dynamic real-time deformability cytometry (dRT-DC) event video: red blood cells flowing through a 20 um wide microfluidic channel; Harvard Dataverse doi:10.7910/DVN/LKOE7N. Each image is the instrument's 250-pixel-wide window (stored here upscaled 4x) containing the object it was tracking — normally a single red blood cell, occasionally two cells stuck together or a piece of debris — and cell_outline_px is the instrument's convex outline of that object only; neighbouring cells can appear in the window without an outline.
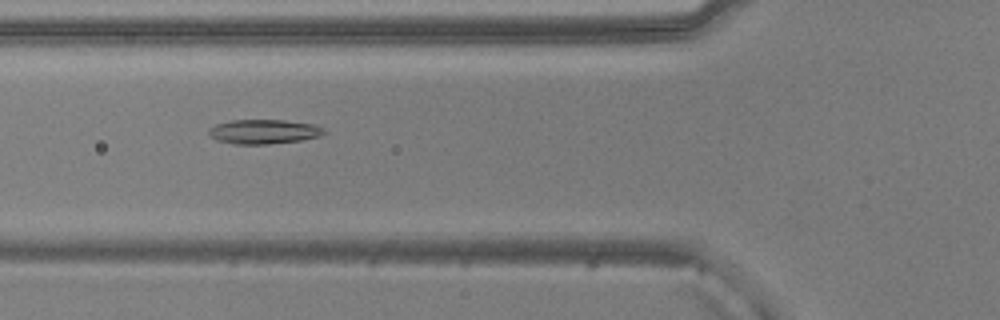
{"species": "common noctule bat (a hibernating species)", "species_latin": "Nyctalus noctula", "temperature_condition": "warm", "stored_images_in_passage": 52, "camera_frame_rate_fps": 3000, "um_per_image_px": 0.085, "animal": {"sex": "male", "body_mass_g": 20.5, "forearm_length_mm": 52.5}, "frame": {"image": 1, "passage_image": 19, "time_ms": 6.0, "image_size_px": [1000, 320], "cell_outline_px": [[324, 132], [320, 136], [300, 140], [268, 144], [232, 144], [216, 140], [208, 136], [208, 128], [216, 124], [232, 120], [284, 120], [312, 124], [324, 128]], "centroid_in_image_um": [22.35, 11.19], "position_along_channel_um": 103.4, "area_um2": 16.42}}
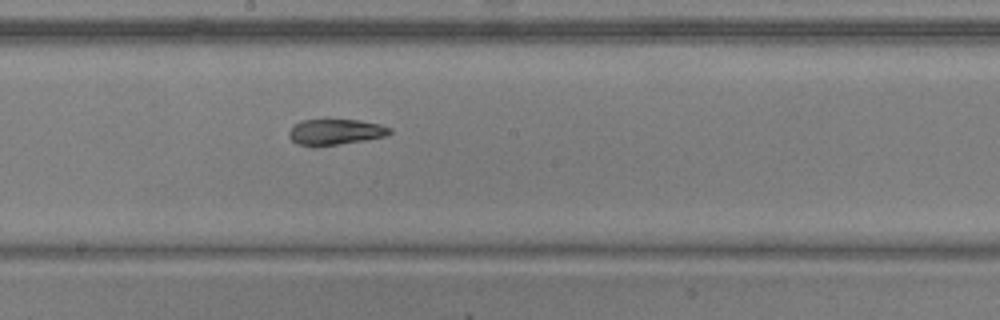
{"frame": {"image": 2, "passage_image": 28, "time_ms": 9.0, "image_size_px": [1000, 320], "cell_outline_px": [[392, 132], [388, 136], [316, 148], [312, 148], [296, 144], [288, 136], [288, 132], [300, 120], [324, 116], [328, 116], [360, 120], [380, 124], [392, 128]], "centroid_in_image_um": [28.47, 11.18], "position_along_channel_um": 219.7, "area_um2": 16.42}}
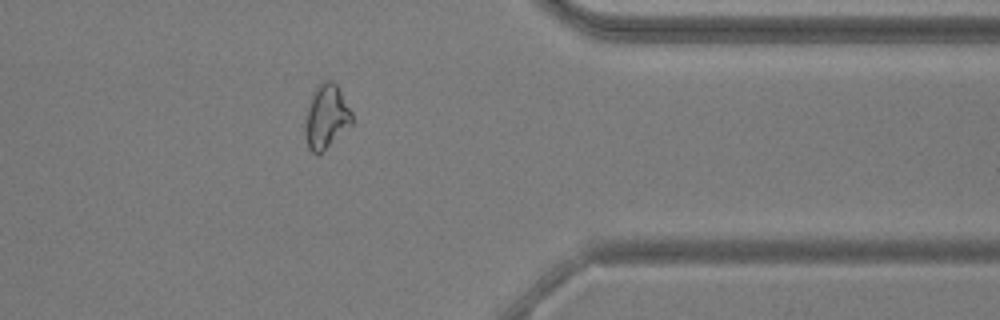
{"frame": {"image": 3, "passage_image": 42, "time_ms": 13.667, "image_size_px": [1000, 320], "cell_outline_px": [[352, 124], [316, 156], [308, 148], [304, 136], [304, 124], [312, 92], [316, 84], [324, 80], [332, 80], [336, 84], [352, 112]], "centroid_in_image_um": [27.7, 9.9], "position_along_channel_um": 383.7, "area_um2": 17.46}, "authors_computed_cell_mechanics": {"area_um2": 17.34, "velocity_mm_per_s": 3.8559, "shape_relaxation_time_tau1_ms": null, "shape_relaxation_time_tau2_ms": 2.6526, "deformation_change_tau1": null, "deformation_change_tau2": 0.0846}}